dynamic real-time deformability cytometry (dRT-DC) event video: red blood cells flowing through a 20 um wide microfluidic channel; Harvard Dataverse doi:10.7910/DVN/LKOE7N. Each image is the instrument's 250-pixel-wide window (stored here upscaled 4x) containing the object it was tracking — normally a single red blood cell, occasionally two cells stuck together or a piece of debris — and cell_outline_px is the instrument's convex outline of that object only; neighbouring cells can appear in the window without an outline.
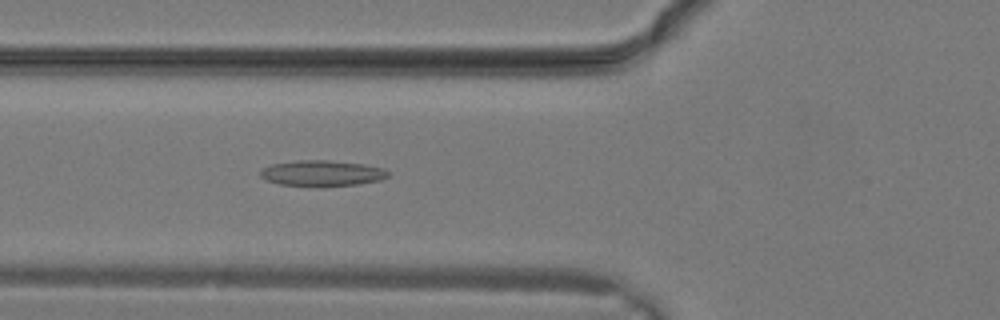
{"species": "common noctule bat (a hibernating species)", "species_latin": "Nyctalus noctula", "temperature_condition": "warm", "stored_images_in_passage": 8, "camera_frame_rate_fps": 3000, "um_per_image_px": 0.085, "animal": {"sex": "male", "body_mass_g": 19.2, "forearm_length_mm": 51.8}, "frame": {"image": 1, "passage_image": 8, "time_ms": 2.333, "image_size_px": [1000, 320], "cell_outline_px": [[392, 172], [388, 176], [380, 180], [356, 184], [320, 188], [280, 184], [264, 180], [260, 176], [260, 168], [272, 164], [296, 160], [328, 160], [364, 164], [384, 168]], "centroid_in_image_um": [27.35, 14.74], "position_along_channel_um": 98.4, "area_um2": 19.77}}